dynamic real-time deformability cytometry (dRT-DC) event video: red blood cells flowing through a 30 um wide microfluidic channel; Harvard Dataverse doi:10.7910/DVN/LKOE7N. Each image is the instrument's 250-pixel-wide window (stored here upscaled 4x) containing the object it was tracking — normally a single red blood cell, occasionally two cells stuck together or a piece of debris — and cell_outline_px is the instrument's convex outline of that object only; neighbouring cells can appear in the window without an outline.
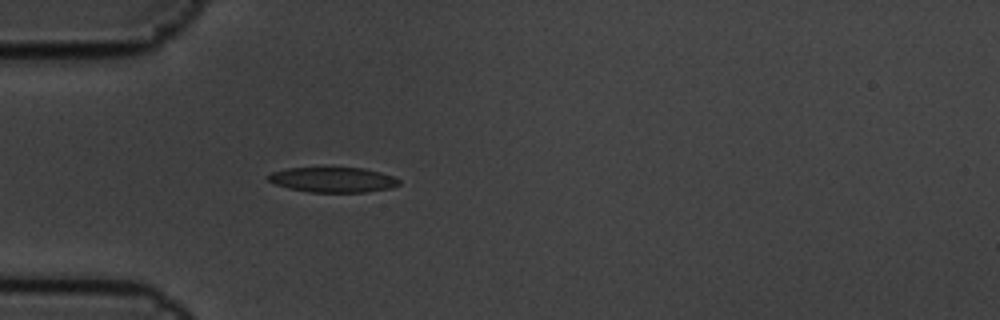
{"species": "common noctule bat (a hibernating species)", "species_latin": "Nyctalus noctula", "temperature_condition": "cold", "stored_images_in_passage": 4, "camera_frame_rate_fps": 3000, "um_per_image_px": 0.085, "animal": {"sex": "male", "body_mass_g": 19.5, "forearm_length_mm": 54.6}, "frame": {"image": 1, "passage_image": 4, "time_ms": 1.0, "image_size_px": [1000, 320], "cell_outline_px": [[400, 184], [392, 188], [364, 192], [308, 192], [288, 188], [276, 184], [268, 180], [264, 176], [272, 172], [288, 168], [324, 164], [364, 168], [380, 172], [392, 176], [400, 180]], "centroid_in_image_um": [28.25, 15.22], "position_along_channel_um": 56.7, "area_um2": 20.23}}